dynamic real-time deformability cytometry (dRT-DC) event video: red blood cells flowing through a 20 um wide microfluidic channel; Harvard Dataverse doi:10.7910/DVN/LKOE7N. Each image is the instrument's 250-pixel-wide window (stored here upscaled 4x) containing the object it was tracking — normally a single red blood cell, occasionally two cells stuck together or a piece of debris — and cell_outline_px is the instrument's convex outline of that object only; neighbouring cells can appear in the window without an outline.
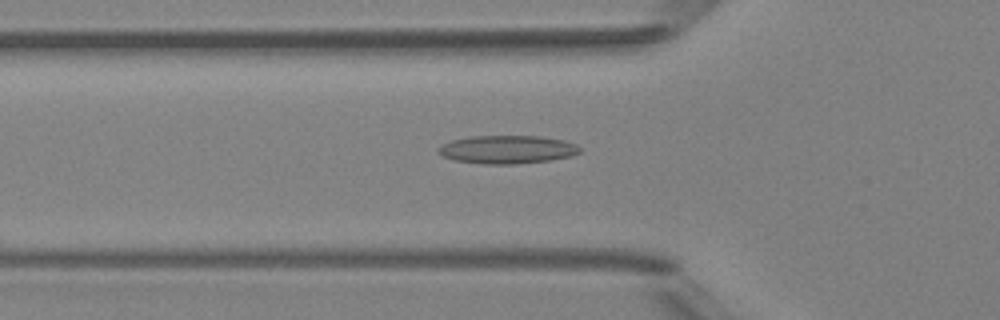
{"species": "Egyptian fruit bat (a non-hibernating species)", "species_latin": "Rousettus aegyptiacus", "temperature_condition": "room temperature", "stored_images_in_passage": 48, "camera_frame_rate_fps": 3000, "um_per_image_px": 0.085, "animal": {"sex": "female"}, "frame": {"image": 1, "passage_image": 16, "time_ms": 5.0, "image_size_px": [1000, 320], "cell_outline_px": [[580, 152], [572, 156], [548, 160], [516, 164], [484, 164], [456, 160], [440, 156], [436, 152], [436, 148], [452, 140], [468, 136], [540, 136], [564, 140], [576, 144], [580, 148]], "centroid_in_image_um": [43.08, 12.7], "position_along_channel_um": 82.7, "area_um2": 23.35}}
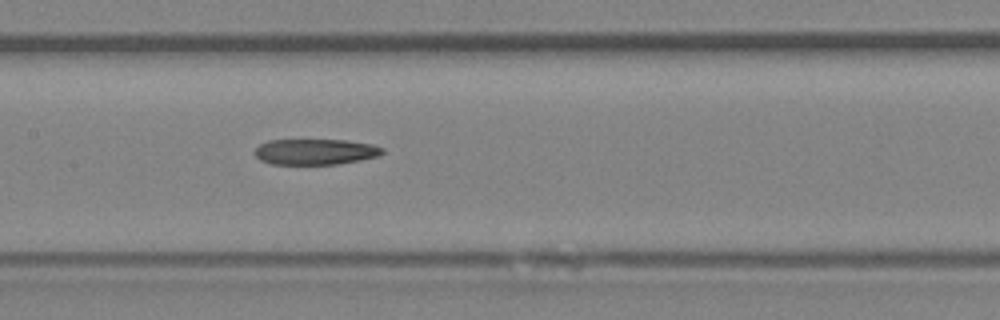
{"frame": {"image": 2, "passage_image": 23, "time_ms": 7.333, "image_size_px": [1000, 320], "cell_outline_px": [[384, 152], [380, 156], [340, 164], [272, 164], [260, 160], [256, 156], [256, 148], [260, 144], [268, 140], [344, 140], [372, 144], [384, 148]], "centroid_in_image_um": [26.84, 12.9], "position_along_channel_um": 180.6, "area_um2": 19.19}}
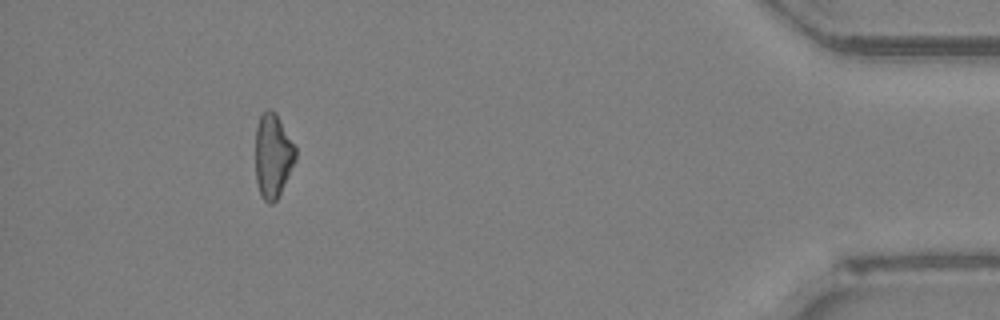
{"frame": {"image": 3, "passage_image": 44, "time_ms": 14.333, "image_size_px": [1000, 320], "cell_outline_px": [[296, 160], [276, 200], [272, 204], [268, 204], [260, 196], [256, 180], [256, 128], [260, 116], [268, 108], [272, 108], [276, 112], [296, 148]], "centroid_in_image_um": [23.19, 13.23], "position_along_channel_um": 412.0, "area_um2": 19.65}}